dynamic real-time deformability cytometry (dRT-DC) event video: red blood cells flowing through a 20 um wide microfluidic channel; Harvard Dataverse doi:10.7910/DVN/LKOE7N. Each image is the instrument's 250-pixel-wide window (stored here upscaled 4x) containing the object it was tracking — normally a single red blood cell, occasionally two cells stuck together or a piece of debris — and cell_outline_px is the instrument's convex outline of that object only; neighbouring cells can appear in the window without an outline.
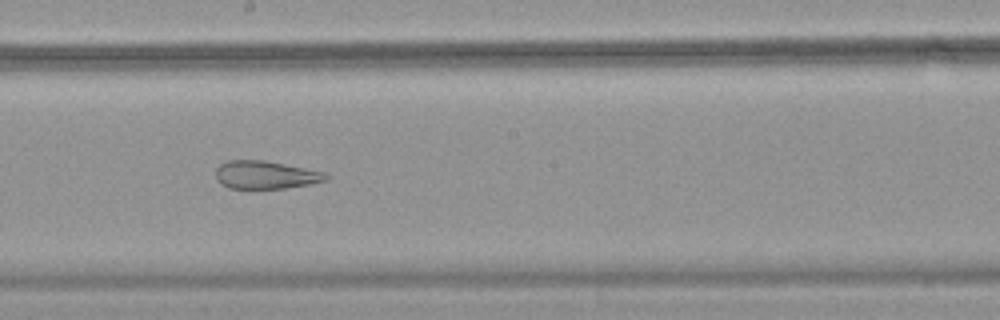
{"species": "common noctule bat (a hibernating species)", "species_latin": "Nyctalus noctula", "temperature_condition": "warm", "stored_images_in_passage": 52, "camera_frame_rate_fps": 3000, "um_per_image_px": 0.085, "animal": {"sex": "female", "body_mass_g": 18.4}, "frame": {"image": 1, "passage_image": 31, "time_ms": 10.0, "image_size_px": [1000, 320], "cell_outline_px": [[332, 176], [328, 180], [308, 184], [284, 188], [228, 188], [220, 184], [216, 180], [216, 168], [220, 164], [228, 160], [264, 160], [328, 172]], "centroid_in_image_um": [22.61, 14.86], "position_along_channel_um": 225.6, "area_um2": 18.21}}
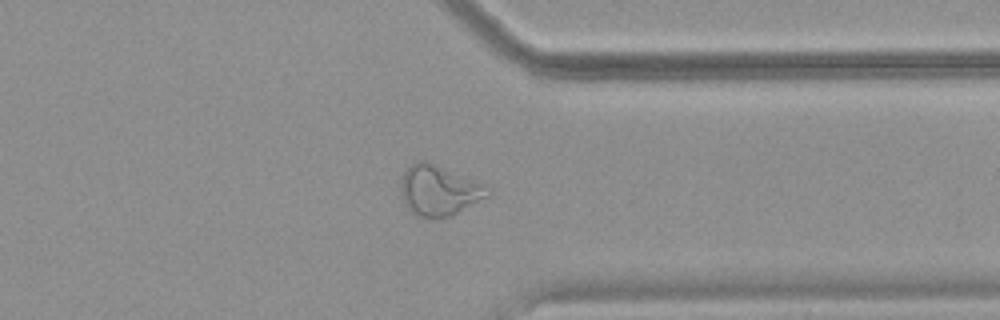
{"frame": {"image": 2, "passage_image": 43, "time_ms": 14.0, "image_size_px": [1000, 320], "cell_outline_px": [[492, 192], [488, 196], [452, 216], [436, 220], [416, 216], [404, 204], [400, 192], [400, 176], [416, 160], [428, 160], [488, 184]], "centroid_in_image_um": [37.33, 16.18], "position_along_channel_um": 374.1, "area_um2": 26.53}}
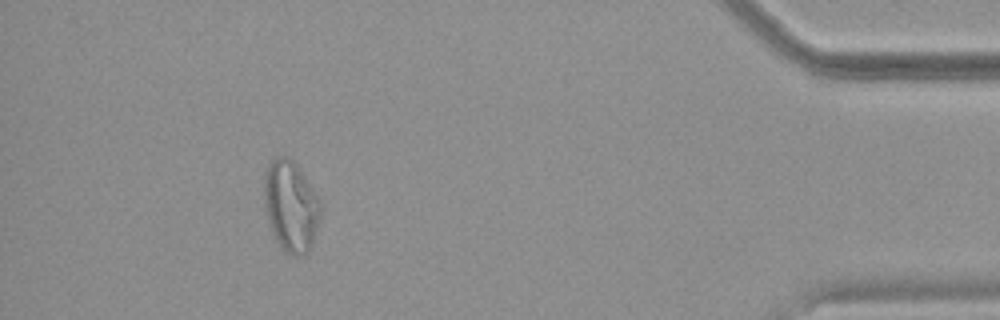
{"frame": {"image": 3, "passage_image": 50, "time_ms": 16.333, "image_size_px": [1000, 320], "cell_outline_px": [[324, 204], [320, 220], [308, 252], [304, 256], [292, 256], [284, 252], [276, 240], [272, 232], [264, 208], [264, 172], [268, 164], [276, 156], [288, 156], [300, 168]], "centroid_in_image_um": [24.74, 17.51], "position_along_channel_um": 410.5, "area_um2": 30.63}, "authors_computed_cell_mechanics": {"area_um2": 27.6284, "velocity_mm_per_s": 3.753, "shape_relaxation_time_tau1_ms": null, "shape_relaxation_time_tau2_ms": 2.1361, "deformation_change_tau1": null, "deformation_change_tau2": 0.1139}}